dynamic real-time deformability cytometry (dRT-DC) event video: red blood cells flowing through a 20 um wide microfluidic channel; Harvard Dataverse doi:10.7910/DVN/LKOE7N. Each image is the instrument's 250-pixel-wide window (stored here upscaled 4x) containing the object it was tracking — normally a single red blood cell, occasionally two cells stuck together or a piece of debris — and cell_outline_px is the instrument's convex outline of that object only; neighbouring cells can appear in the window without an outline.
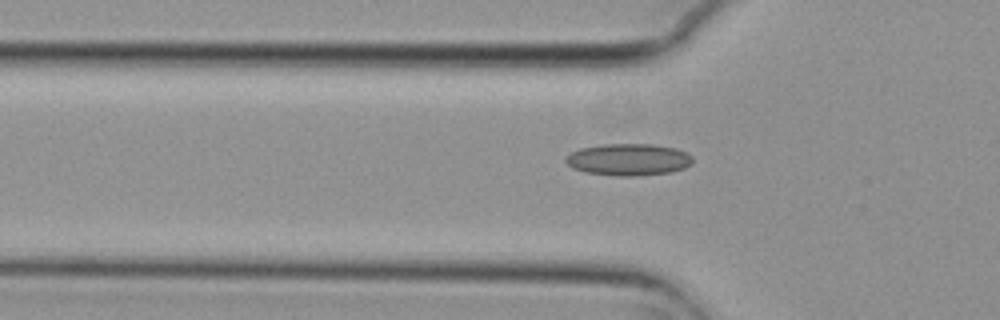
{"species": "common noctule bat (a hibernating species)", "species_latin": "Nyctalus noctula", "temperature_condition": "cold", "stored_images_in_passage": 5, "camera_frame_rate_fps": 3000, "um_per_image_px": 0.085, "animal": {"sex": "female", "body_mass_g": 29.2, "forearm_length_mm": 56.3}, "frame": {"image": 1, "passage_image": 5, "time_ms": 1.333, "image_size_px": [1000, 320], "cell_outline_px": [[692, 164], [684, 168], [672, 172], [636, 176], [616, 176], [584, 172], [572, 168], [564, 160], [572, 152], [580, 148], [604, 144], [652, 144], [676, 148], [688, 152], [692, 156]], "centroid_in_image_um": [53.45, 13.57], "position_along_channel_um": 72.3, "area_um2": 23.76}}